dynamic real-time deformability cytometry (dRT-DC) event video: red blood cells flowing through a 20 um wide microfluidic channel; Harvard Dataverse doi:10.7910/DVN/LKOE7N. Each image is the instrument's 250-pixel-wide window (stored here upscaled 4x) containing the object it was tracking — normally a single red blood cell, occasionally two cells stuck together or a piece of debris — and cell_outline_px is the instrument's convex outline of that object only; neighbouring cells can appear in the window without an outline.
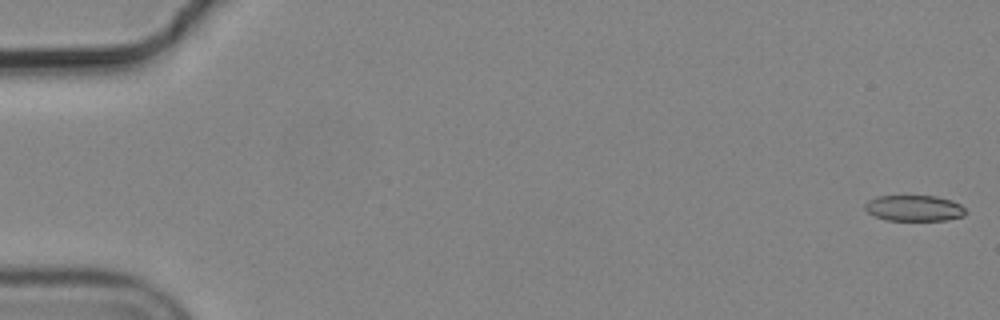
{"species": "common noctule bat (a hibernating species)", "species_latin": "Nyctalus noctula", "temperature_condition": "cold", "stored_images_in_passage": 56, "camera_frame_rate_fps": 3000, "um_per_image_px": 0.085, "animal": {"sex": "male", "body_mass_g": 19.2, "forearm_length_mm": 51.8}, "frame": {"image": 1, "passage_image": 1, "time_ms": 0.0, "image_size_px": [1000, 320], "cell_outline_px": [[968, 212], [964, 216], [944, 220], [888, 220], [876, 216], [868, 212], [864, 208], [864, 204], [868, 200], [876, 196], [936, 196], [952, 200], [960, 204]], "centroid_in_image_um": [77.72, 17.68], "position_along_channel_um": 7.3, "area_um2": 15.2}}
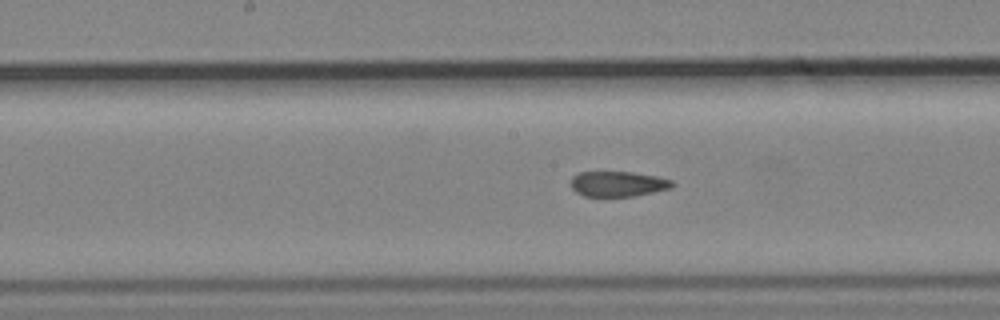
{"frame": {"image": 2, "passage_image": 29, "time_ms": 9.333, "image_size_px": [1000, 320], "cell_outline_px": [[672, 188], [632, 196], [584, 196], [576, 192], [572, 188], [572, 176], [580, 172], [632, 172], [656, 176], [672, 180]], "centroid_in_image_um": [52.51, 15.63], "position_along_channel_um": 195.7, "area_um2": 14.74}}
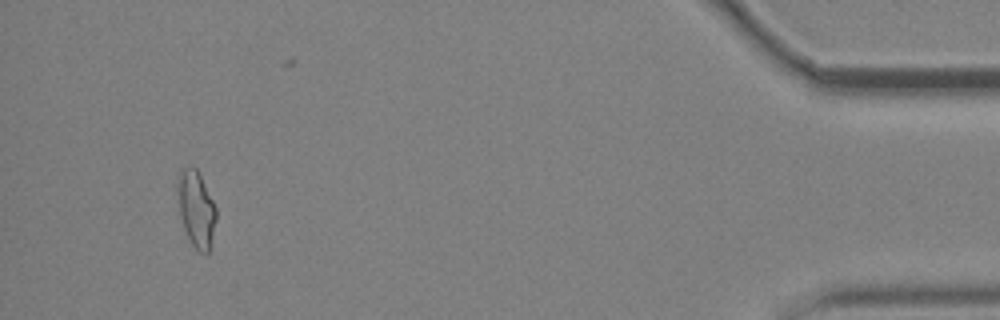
{"frame": {"image": 3, "passage_image": 53, "time_ms": 17.333, "image_size_px": [1000, 320], "cell_outline_px": [[216, 220], [208, 252], [200, 252], [192, 244], [184, 228], [180, 216], [176, 192], [176, 180], [180, 172], [184, 168], [196, 168], [216, 208]], "centroid_in_image_um": [16.64, 17.74], "position_along_channel_um": 418.6, "area_um2": 16.76}, "authors_computed_cell_mechanics": {"area_um2": 16.2129, "velocity_mm_per_s": 3.7005, "shape_relaxation_time_tau1_ms": null, "shape_relaxation_time_tau2_ms": 1.8882, "deformation_change_tau1": null, "deformation_change_tau2": 0.0811}}